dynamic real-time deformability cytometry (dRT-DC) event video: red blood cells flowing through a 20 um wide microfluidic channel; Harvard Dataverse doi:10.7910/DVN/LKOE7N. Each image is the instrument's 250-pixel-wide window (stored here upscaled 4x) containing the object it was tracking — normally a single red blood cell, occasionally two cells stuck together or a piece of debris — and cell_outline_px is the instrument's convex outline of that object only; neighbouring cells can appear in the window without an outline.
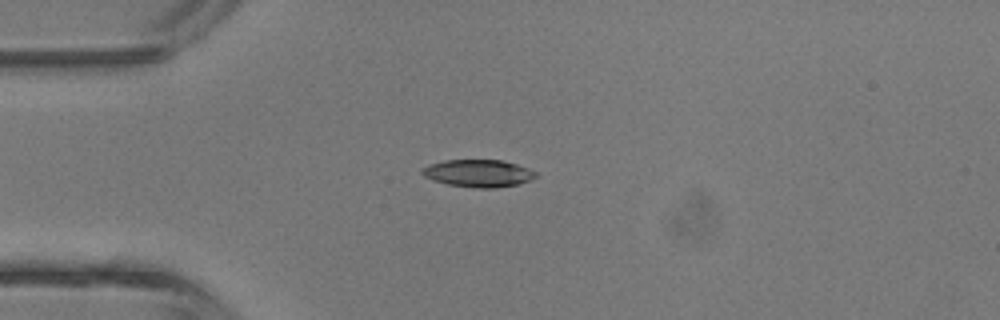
{"species": "common noctule bat (a hibernating species)", "species_latin": "Nyctalus noctula", "temperature_condition": "room temperature", "stored_images_in_passage": 1, "camera_frame_rate_fps": 3000, "um_per_image_px": 0.085, "animal": {"sex": "male", "body_mass_g": 13.3}, "frame": {"image": 1, "passage_image": 1, "time_ms": 0.0, "image_size_px": [1000, 320], "cell_outline_px": [[536, 176], [532, 180], [520, 184], [496, 188], [476, 188], [448, 184], [432, 180], [424, 176], [420, 172], [428, 164], [444, 160], [500, 160], [516, 164], [528, 168], [536, 172]], "centroid_in_image_um": [40.66, 14.73], "position_along_channel_um": 44.3, "area_um2": 18.21}}